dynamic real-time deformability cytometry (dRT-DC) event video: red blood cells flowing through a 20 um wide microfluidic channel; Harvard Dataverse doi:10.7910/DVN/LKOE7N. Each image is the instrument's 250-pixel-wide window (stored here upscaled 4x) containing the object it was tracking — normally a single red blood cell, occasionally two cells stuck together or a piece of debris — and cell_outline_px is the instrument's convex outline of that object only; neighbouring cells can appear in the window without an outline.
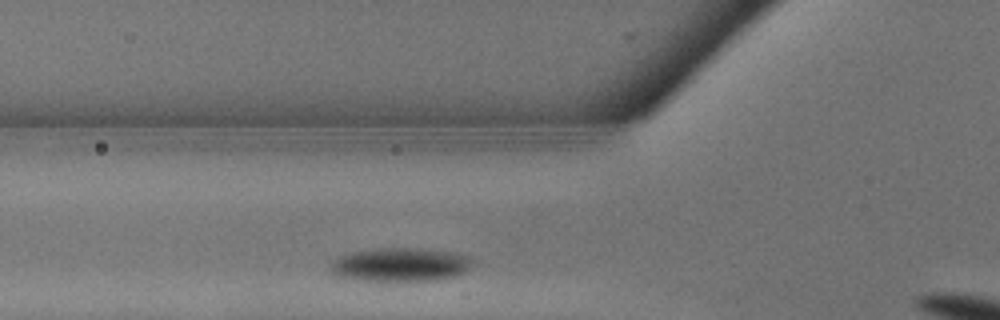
{"species": "common noctule bat (a hibernating species)", "species_latin": "Nyctalus noctula", "temperature_condition": "warm", "stored_images_in_passage": 4, "camera_frame_rate_fps": 3000, "um_per_image_px": 0.085, "animal": {"sex": "male", "body_mass_g": 13.3}, "frame": {"image": 1, "passage_image": 2, "time_ms": 0.333, "image_size_px": [1000, 320], "cell_outline_px": [[476, 260], [464, 272], [452, 276], [432, 280], [364, 280], [340, 276], [332, 272], [328, 268], [328, 264], [336, 256], [348, 252], [380, 248], [420, 248], [456, 252], [472, 256]], "centroid_in_image_um": [34.02, 22.46], "position_along_channel_um": 91.8, "area_um2": 28.03}}
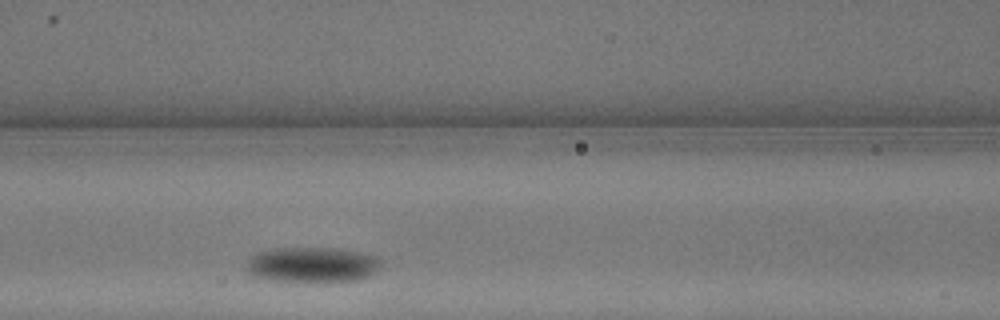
{"frame": {"image": 2, "passage_image": 4, "time_ms": 1.0, "image_size_px": [1000, 320], "cell_outline_px": [[384, 260], [376, 272], [368, 276], [356, 280], [308, 284], [252, 276], [244, 268], [248, 260], [252, 256], [260, 252], [276, 248], [340, 248], [368, 252], [380, 256]], "centroid_in_image_um": [26.64, 22.51], "position_along_channel_um": 140.0, "area_um2": 28.73}}